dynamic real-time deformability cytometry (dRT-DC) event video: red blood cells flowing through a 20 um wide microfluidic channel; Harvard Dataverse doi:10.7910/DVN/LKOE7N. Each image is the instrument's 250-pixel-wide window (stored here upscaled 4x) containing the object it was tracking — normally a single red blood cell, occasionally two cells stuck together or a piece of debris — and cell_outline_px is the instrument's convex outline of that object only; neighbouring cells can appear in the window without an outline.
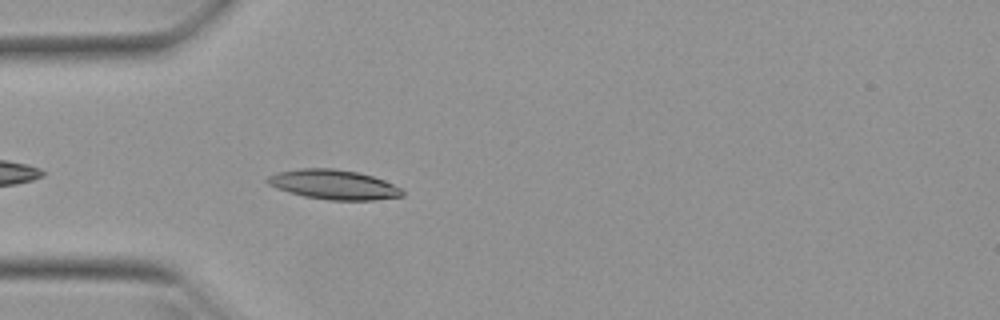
{"species": "Egyptian fruit bat (a non-hibernating species)", "species_latin": "Rousettus aegyptiacus", "temperature_condition": "warm", "stored_images_in_passage": 17, "camera_frame_rate_fps": 3000, "um_per_image_px": 0.085, "animal": {"sex": "female"}, "frame": {"image": 1, "passage_image": 3, "time_ms": 0.667, "image_size_px": [1000, 320], "cell_outline_px": [[404, 196], [372, 200], [328, 200], [304, 196], [276, 188], [268, 184], [264, 180], [268, 176], [276, 172], [300, 168], [332, 168], [356, 172], [372, 176], [384, 180], [404, 188]], "centroid_in_image_um": [28.37, 15.69], "position_along_channel_um": 56.6, "area_um2": 23.41}}
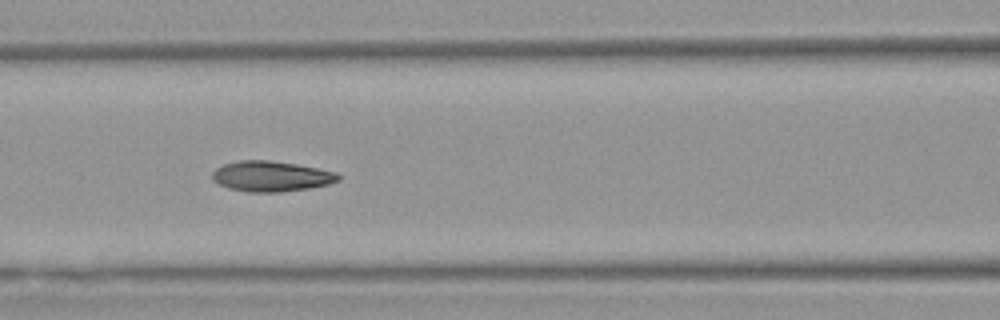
{"frame": {"image": 2, "passage_image": 10, "time_ms": 3.0, "image_size_px": [1000, 320], "cell_outline_px": [[340, 180], [328, 184], [308, 188], [280, 192], [248, 192], [228, 188], [212, 180], [212, 172], [216, 168], [224, 164], [240, 160], [268, 160], [296, 164], [336, 172], [340, 176]], "centroid_in_image_um": [23.03, 14.98], "position_along_channel_um": 143.6, "area_um2": 22.25}}
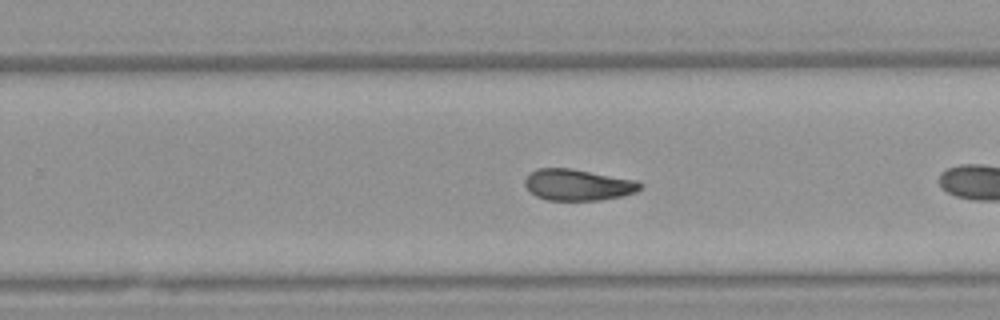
{"frame": {"image": 3, "passage_image": 15, "time_ms": 4.667, "image_size_px": [1000, 320], "cell_outline_px": [[644, 184], [636, 192], [620, 196], [600, 200], [548, 200], [536, 196], [524, 184], [524, 180], [536, 168], [572, 168], [636, 180]], "centroid_in_image_um": [49.13, 15.7], "position_along_channel_um": 280.7, "area_um2": 20.92}}